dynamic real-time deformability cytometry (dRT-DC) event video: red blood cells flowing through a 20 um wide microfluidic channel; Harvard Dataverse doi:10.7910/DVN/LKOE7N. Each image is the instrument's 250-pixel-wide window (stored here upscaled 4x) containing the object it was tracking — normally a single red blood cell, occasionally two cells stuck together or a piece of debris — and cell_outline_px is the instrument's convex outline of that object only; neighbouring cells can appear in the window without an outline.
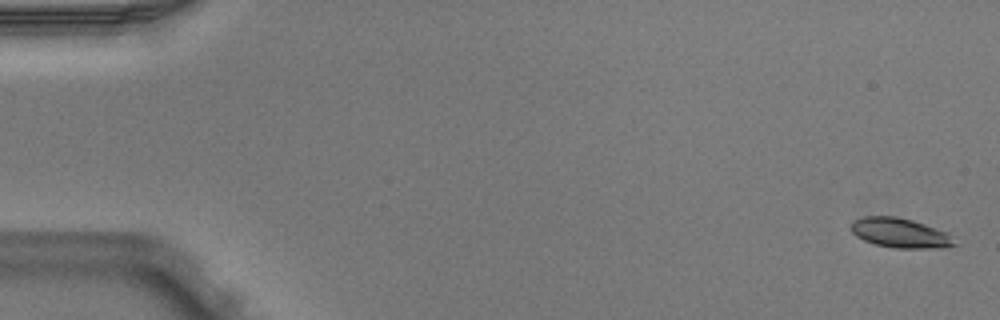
{"species": "Egyptian fruit bat (a non-hibernating species)", "species_latin": "Rousettus aegyptiacus", "temperature_condition": "warm", "stored_images_in_passage": 3, "camera_frame_rate_fps": 3000, "um_per_image_px": 0.085, "animal": {"sex": "male"}, "frame": {"image": 1, "passage_image": 1, "time_ms": 0.0, "image_size_px": [1000, 320], "cell_outline_px": [[960, 244], [944, 248], [892, 248], [876, 244], [864, 240], [856, 236], [852, 232], [848, 224], [852, 220], [864, 216], [896, 216], [912, 220], [924, 224], [944, 232]], "centroid_in_image_um": [76.46, 19.8], "position_along_channel_um": 8.5, "area_um2": 17.98}}
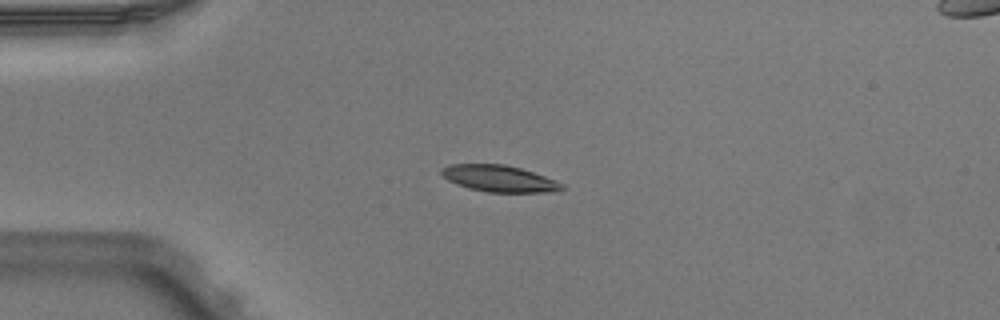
{"frame": {"image": 2, "passage_image": 2, "time_ms": 0.333, "image_size_px": [1000, 320], "cell_outline_px": [[564, 188], [552, 192], [488, 192], [468, 188], [456, 184], [448, 180], [440, 172], [440, 168], [448, 164], [504, 164], [520, 168], [556, 180], [564, 184]], "centroid_in_image_um": [42.41, 15.17], "position_along_channel_um": 42.6, "area_um2": 18.61}}